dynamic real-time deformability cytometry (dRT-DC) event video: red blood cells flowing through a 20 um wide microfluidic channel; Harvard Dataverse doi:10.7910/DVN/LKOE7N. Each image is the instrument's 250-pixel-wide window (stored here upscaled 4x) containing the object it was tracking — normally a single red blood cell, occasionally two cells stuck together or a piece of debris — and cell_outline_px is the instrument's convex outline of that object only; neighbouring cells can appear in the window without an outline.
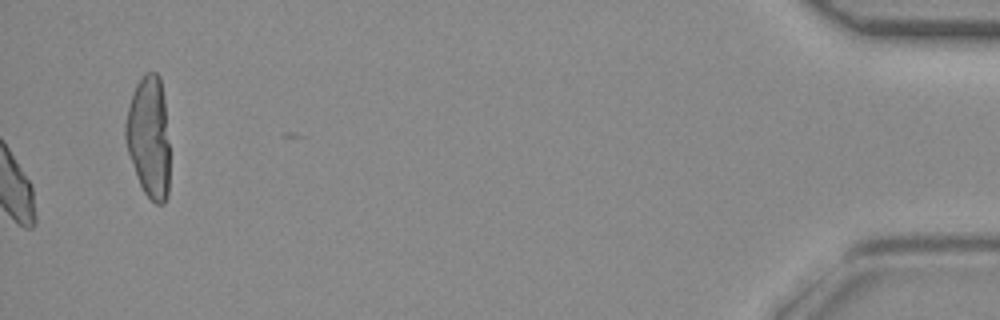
{"species": "common noctule bat (a hibernating species)", "species_latin": "Nyctalus noctula", "temperature_condition": "room temperature", "stored_images_in_passage": 44, "camera_frame_rate_fps": 3000, "um_per_image_px": 0.085, "animal": {"sex": "female", "body_mass_g": 29.2, "forearm_length_mm": 56.3}, "frame": {"image": 1, "passage_image": 44, "time_ms": 14.333, "image_size_px": [1000, 320], "cell_outline_px": [[168, 196], [164, 204], [156, 204], [144, 192], [140, 184], [128, 152], [124, 136], [124, 124], [128, 108], [136, 84], [144, 72], [156, 72], [160, 76], [164, 100], [168, 144]], "centroid_in_image_um": [12.64, 11.63], "position_along_channel_um": 422.6, "area_um2": 31.04}}